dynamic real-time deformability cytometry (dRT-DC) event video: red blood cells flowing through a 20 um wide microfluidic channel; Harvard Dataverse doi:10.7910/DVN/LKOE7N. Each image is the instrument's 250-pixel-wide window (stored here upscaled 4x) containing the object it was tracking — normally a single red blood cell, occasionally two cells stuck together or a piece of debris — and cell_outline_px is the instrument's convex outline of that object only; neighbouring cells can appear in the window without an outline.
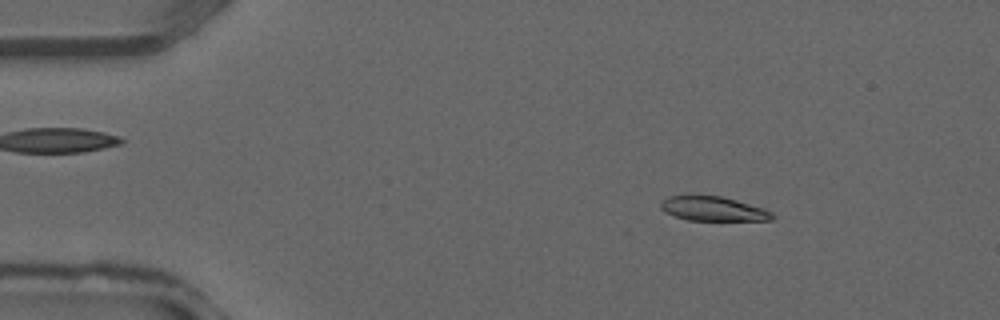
{"species": "common noctule bat (a hibernating species)", "species_latin": "Nyctalus noctula", "temperature_condition": "warm", "stored_images_in_passage": 37, "camera_frame_rate_fps": 3000, "um_per_image_px": 0.085, "animal": {"sex": "male", "forearm_length_mm": 52.5}, "frame": {"image": 1, "passage_image": 5, "time_ms": 1.333, "image_size_px": [1000, 320], "cell_outline_px": [[776, 216], [772, 220], [688, 220], [676, 216], [660, 208], [660, 204], [668, 196], [720, 196], [736, 200], [764, 208], [772, 212]], "centroid_in_image_um": [60.68, 17.75], "position_along_channel_um": 24.3, "area_um2": 15.55}}
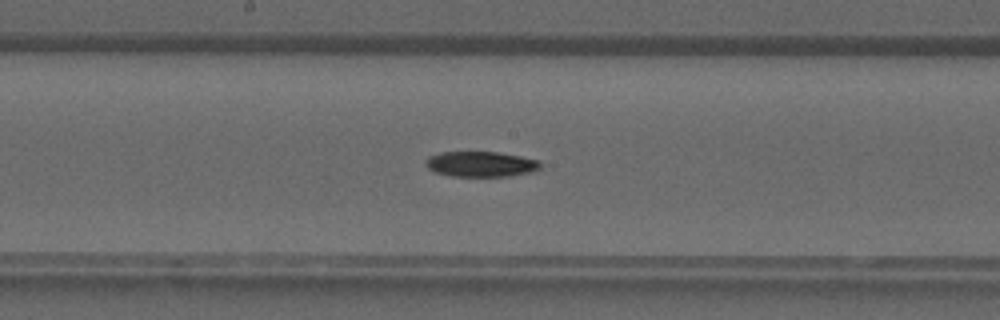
{"frame": {"image": 2, "passage_image": 19, "time_ms": 6.0, "image_size_px": [1000, 320], "cell_outline_px": [[540, 168], [536, 172], [508, 176], [452, 176], [436, 172], [428, 168], [424, 164], [428, 156], [440, 152], [496, 152], [520, 156], [540, 160]], "centroid_in_image_um": [40.89, 13.95], "position_along_channel_um": 207.3, "area_um2": 17.05}}
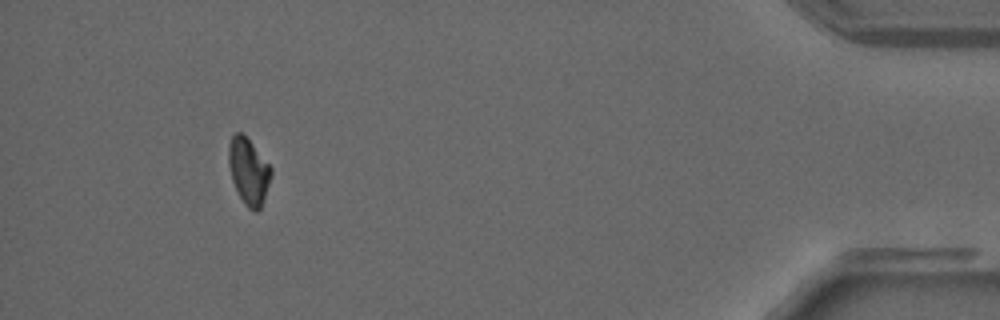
{"frame": {"image": 3, "passage_image": 34, "time_ms": 11.0, "image_size_px": [1000, 320], "cell_outline_px": [[272, 176], [260, 208], [256, 212], [248, 208], [244, 204], [232, 180], [228, 164], [228, 144], [232, 136], [236, 132], [240, 132], [252, 144], [272, 168]], "centroid_in_image_um": [21.12, 14.56], "position_along_channel_um": 414.1, "area_um2": 16.18}}